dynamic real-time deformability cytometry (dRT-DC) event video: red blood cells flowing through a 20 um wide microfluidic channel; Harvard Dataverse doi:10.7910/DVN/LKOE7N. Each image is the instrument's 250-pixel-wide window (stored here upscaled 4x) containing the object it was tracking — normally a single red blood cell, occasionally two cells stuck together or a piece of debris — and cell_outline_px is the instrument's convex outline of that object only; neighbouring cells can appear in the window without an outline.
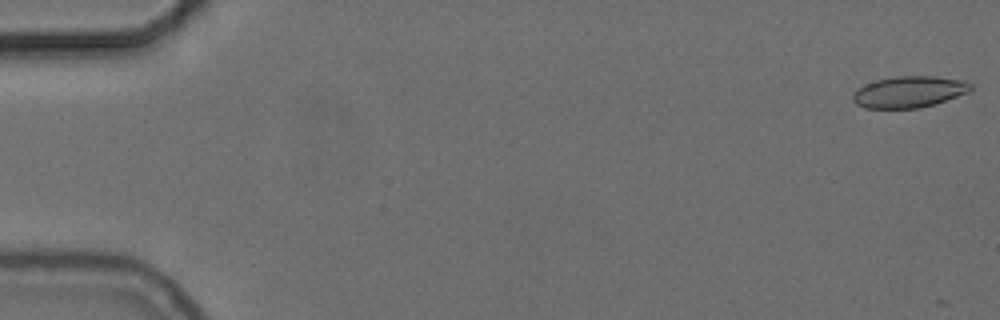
{"species": "common noctule bat (a hibernating species)", "species_latin": "Nyctalus noctula", "temperature_condition": "cold", "stored_images_in_passage": 7, "camera_frame_rate_fps": 3000, "um_per_image_px": 0.085, "animal": {"sex": "female", "body_mass_g": 24.6, "forearm_length_mm": 56.2}, "frame": {"image": 1, "passage_image": 1, "time_ms": 0.0, "image_size_px": [1000, 320], "cell_outline_px": [[972, 88], [968, 92], [936, 104], [920, 108], [864, 108], [856, 104], [852, 100], [852, 92], [856, 88], [864, 84], [876, 80], [896, 76], [936, 76], [964, 80], [972, 84]], "centroid_in_image_um": [77.25, 7.81], "position_along_channel_um": 7.8, "area_um2": 21.85}}